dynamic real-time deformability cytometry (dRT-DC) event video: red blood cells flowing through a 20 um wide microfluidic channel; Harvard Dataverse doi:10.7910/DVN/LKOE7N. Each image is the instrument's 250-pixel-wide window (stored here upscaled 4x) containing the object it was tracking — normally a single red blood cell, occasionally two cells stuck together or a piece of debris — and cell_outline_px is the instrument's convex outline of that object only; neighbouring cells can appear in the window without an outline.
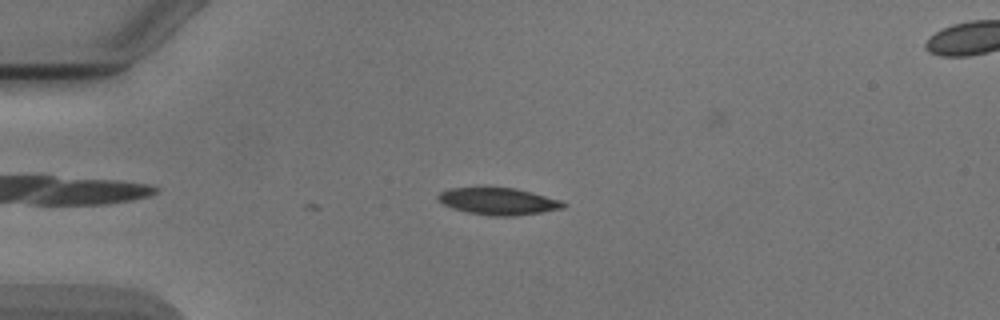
{"species": "Egyptian fruit bat (a non-hibernating species)", "species_latin": "Rousettus aegyptiacus", "temperature_condition": "cold", "stored_images_in_passage": 3, "camera_frame_rate_fps": 3000, "um_per_image_px": 0.085, "animal": {"sex": "male"}, "frame": {"image": 1, "passage_image": 3, "time_ms": 0.667, "image_size_px": [1000, 320], "cell_outline_px": [[568, 204], [564, 208], [516, 216], [488, 216], [468, 212], [452, 208], [436, 200], [436, 196], [440, 192], [448, 188], [484, 184], [516, 188], [532, 192], [560, 200]], "centroid_in_image_um": [42.28, 17.06], "position_along_channel_um": 42.7, "area_um2": 20.69}}